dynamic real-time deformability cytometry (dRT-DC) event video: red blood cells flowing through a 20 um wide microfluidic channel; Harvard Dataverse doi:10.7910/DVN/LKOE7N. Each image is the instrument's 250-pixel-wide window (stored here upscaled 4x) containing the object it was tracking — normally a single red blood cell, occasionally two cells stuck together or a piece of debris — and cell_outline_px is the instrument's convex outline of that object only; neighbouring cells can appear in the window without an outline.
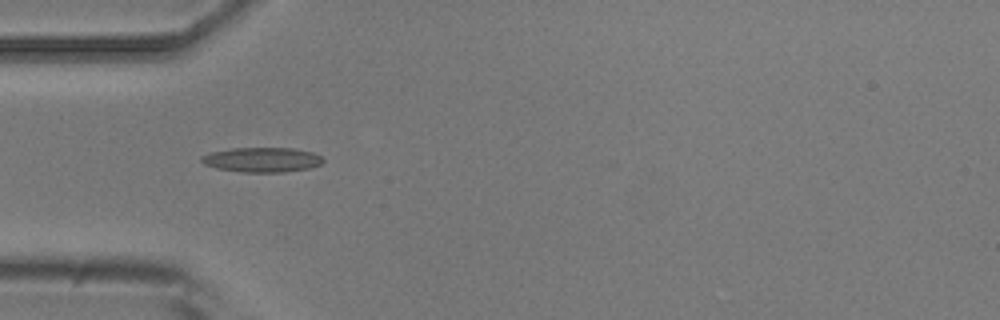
{"species": "common noctule bat (a hibernating species)", "species_latin": "Nyctalus noctula", "temperature_condition": "room temperature", "stored_images_in_passage": 6, "camera_frame_rate_fps": 3000, "um_per_image_px": 0.085, "animal": {"sex": "male", "body_mass_g": 20.5, "forearm_length_mm": 52.5}, "frame": {"image": 1, "passage_image": 5, "time_ms": 4.667, "image_size_px": [1000, 320], "cell_outline_px": [[324, 160], [320, 164], [308, 168], [284, 172], [240, 172], [216, 168], [204, 164], [200, 160], [200, 156], [208, 152], [232, 148], [292, 148], [312, 152], [320, 156]], "centroid_in_image_um": [22.21, 13.57], "position_along_channel_um": 62.8, "area_um2": 17.57}}
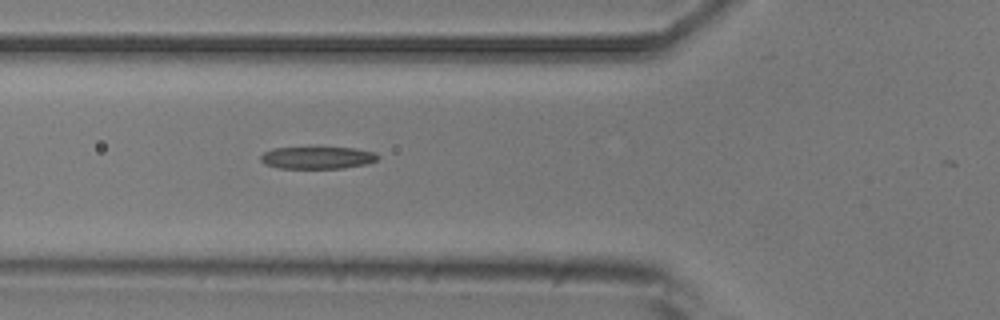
{"frame": {"image": 2, "passage_image": 6, "time_ms": 5.667, "image_size_px": [1000, 320], "cell_outline_px": [[380, 156], [376, 160], [368, 164], [344, 168], [280, 168], [264, 164], [260, 160], [260, 156], [264, 152], [272, 148], [356, 148], [372, 152]], "centroid_in_image_um": [26.97, 13.41], "position_along_channel_um": 98.8, "area_um2": 15.09}}